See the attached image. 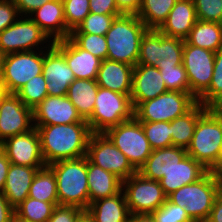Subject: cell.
Listing matches in <instances>:
<instances>
[{
	"mask_svg": "<svg viewBox=\"0 0 222 222\" xmlns=\"http://www.w3.org/2000/svg\"><path fill=\"white\" fill-rule=\"evenodd\" d=\"M47 81L42 74L33 77L15 94L29 108H35L47 96Z\"/></svg>",
	"mask_w": 222,
	"mask_h": 222,
	"instance_id": "e575fe53",
	"label": "cell"
},
{
	"mask_svg": "<svg viewBox=\"0 0 222 222\" xmlns=\"http://www.w3.org/2000/svg\"><path fill=\"white\" fill-rule=\"evenodd\" d=\"M176 2L177 0H142L137 16L147 29L158 30Z\"/></svg>",
	"mask_w": 222,
	"mask_h": 222,
	"instance_id": "4dcf8cb0",
	"label": "cell"
},
{
	"mask_svg": "<svg viewBox=\"0 0 222 222\" xmlns=\"http://www.w3.org/2000/svg\"><path fill=\"white\" fill-rule=\"evenodd\" d=\"M222 96V48L215 53L213 77L209 88L197 99L208 108H211Z\"/></svg>",
	"mask_w": 222,
	"mask_h": 222,
	"instance_id": "74e56055",
	"label": "cell"
},
{
	"mask_svg": "<svg viewBox=\"0 0 222 222\" xmlns=\"http://www.w3.org/2000/svg\"><path fill=\"white\" fill-rule=\"evenodd\" d=\"M20 17L13 0H0V33Z\"/></svg>",
	"mask_w": 222,
	"mask_h": 222,
	"instance_id": "bcb514c9",
	"label": "cell"
},
{
	"mask_svg": "<svg viewBox=\"0 0 222 222\" xmlns=\"http://www.w3.org/2000/svg\"><path fill=\"white\" fill-rule=\"evenodd\" d=\"M37 129L46 166L61 160L87 154L92 131L87 122L56 125H34Z\"/></svg>",
	"mask_w": 222,
	"mask_h": 222,
	"instance_id": "6da1fadb",
	"label": "cell"
},
{
	"mask_svg": "<svg viewBox=\"0 0 222 222\" xmlns=\"http://www.w3.org/2000/svg\"><path fill=\"white\" fill-rule=\"evenodd\" d=\"M86 211L94 222H128L131 215L123 191L92 202Z\"/></svg>",
	"mask_w": 222,
	"mask_h": 222,
	"instance_id": "4316f807",
	"label": "cell"
},
{
	"mask_svg": "<svg viewBox=\"0 0 222 222\" xmlns=\"http://www.w3.org/2000/svg\"><path fill=\"white\" fill-rule=\"evenodd\" d=\"M222 118V112H216Z\"/></svg>",
	"mask_w": 222,
	"mask_h": 222,
	"instance_id": "94428289",
	"label": "cell"
},
{
	"mask_svg": "<svg viewBox=\"0 0 222 222\" xmlns=\"http://www.w3.org/2000/svg\"><path fill=\"white\" fill-rule=\"evenodd\" d=\"M69 38L81 49L87 50L101 60L107 59V43L105 35L89 33H70Z\"/></svg>",
	"mask_w": 222,
	"mask_h": 222,
	"instance_id": "ab89813d",
	"label": "cell"
},
{
	"mask_svg": "<svg viewBox=\"0 0 222 222\" xmlns=\"http://www.w3.org/2000/svg\"><path fill=\"white\" fill-rule=\"evenodd\" d=\"M152 215L156 222H194L186 213L185 208L175 205L168 199Z\"/></svg>",
	"mask_w": 222,
	"mask_h": 222,
	"instance_id": "7bdbcfd3",
	"label": "cell"
},
{
	"mask_svg": "<svg viewBox=\"0 0 222 222\" xmlns=\"http://www.w3.org/2000/svg\"><path fill=\"white\" fill-rule=\"evenodd\" d=\"M76 222H94L93 218L88 214L87 211H84Z\"/></svg>",
	"mask_w": 222,
	"mask_h": 222,
	"instance_id": "11a10c76",
	"label": "cell"
},
{
	"mask_svg": "<svg viewBox=\"0 0 222 222\" xmlns=\"http://www.w3.org/2000/svg\"><path fill=\"white\" fill-rule=\"evenodd\" d=\"M183 39L167 37L160 32V61L157 66H177L182 64Z\"/></svg>",
	"mask_w": 222,
	"mask_h": 222,
	"instance_id": "8d00e7d4",
	"label": "cell"
},
{
	"mask_svg": "<svg viewBox=\"0 0 222 222\" xmlns=\"http://www.w3.org/2000/svg\"><path fill=\"white\" fill-rule=\"evenodd\" d=\"M207 106L197 103L183 116L171 121L172 145L187 149L194 134L198 119L208 110Z\"/></svg>",
	"mask_w": 222,
	"mask_h": 222,
	"instance_id": "f1b7e54d",
	"label": "cell"
},
{
	"mask_svg": "<svg viewBox=\"0 0 222 222\" xmlns=\"http://www.w3.org/2000/svg\"><path fill=\"white\" fill-rule=\"evenodd\" d=\"M197 21L193 0H177L158 30L167 37L185 40Z\"/></svg>",
	"mask_w": 222,
	"mask_h": 222,
	"instance_id": "44dd1931",
	"label": "cell"
},
{
	"mask_svg": "<svg viewBox=\"0 0 222 222\" xmlns=\"http://www.w3.org/2000/svg\"><path fill=\"white\" fill-rule=\"evenodd\" d=\"M44 167H31L10 164L3 189V195L9 204L15 208L23 202L29 193L32 181L39 169Z\"/></svg>",
	"mask_w": 222,
	"mask_h": 222,
	"instance_id": "d4e9b609",
	"label": "cell"
},
{
	"mask_svg": "<svg viewBox=\"0 0 222 222\" xmlns=\"http://www.w3.org/2000/svg\"><path fill=\"white\" fill-rule=\"evenodd\" d=\"M152 150L172 146L171 122H141Z\"/></svg>",
	"mask_w": 222,
	"mask_h": 222,
	"instance_id": "d590c367",
	"label": "cell"
},
{
	"mask_svg": "<svg viewBox=\"0 0 222 222\" xmlns=\"http://www.w3.org/2000/svg\"><path fill=\"white\" fill-rule=\"evenodd\" d=\"M84 210L68 205H56L47 222H76Z\"/></svg>",
	"mask_w": 222,
	"mask_h": 222,
	"instance_id": "f6af8a7d",
	"label": "cell"
},
{
	"mask_svg": "<svg viewBox=\"0 0 222 222\" xmlns=\"http://www.w3.org/2000/svg\"><path fill=\"white\" fill-rule=\"evenodd\" d=\"M168 91L190 92L187 73L183 64L177 66H156Z\"/></svg>",
	"mask_w": 222,
	"mask_h": 222,
	"instance_id": "60d3db41",
	"label": "cell"
},
{
	"mask_svg": "<svg viewBox=\"0 0 222 222\" xmlns=\"http://www.w3.org/2000/svg\"><path fill=\"white\" fill-rule=\"evenodd\" d=\"M116 6L122 14L137 15L142 0H115Z\"/></svg>",
	"mask_w": 222,
	"mask_h": 222,
	"instance_id": "f907efd6",
	"label": "cell"
},
{
	"mask_svg": "<svg viewBox=\"0 0 222 222\" xmlns=\"http://www.w3.org/2000/svg\"><path fill=\"white\" fill-rule=\"evenodd\" d=\"M133 117L134 108L129 95L99 87L94 111L87 123L92 133H104Z\"/></svg>",
	"mask_w": 222,
	"mask_h": 222,
	"instance_id": "8992f818",
	"label": "cell"
},
{
	"mask_svg": "<svg viewBox=\"0 0 222 222\" xmlns=\"http://www.w3.org/2000/svg\"><path fill=\"white\" fill-rule=\"evenodd\" d=\"M0 146L12 164L31 167L46 166L40 137L35 127L28 132L5 139Z\"/></svg>",
	"mask_w": 222,
	"mask_h": 222,
	"instance_id": "5bb4252c",
	"label": "cell"
},
{
	"mask_svg": "<svg viewBox=\"0 0 222 222\" xmlns=\"http://www.w3.org/2000/svg\"><path fill=\"white\" fill-rule=\"evenodd\" d=\"M98 88L96 79H75L68 88L66 96L85 121L91 117L94 111Z\"/></svg>",
	"mask_w": 222,
	"mask_h": 222,
	"instance_id": "83f0119b",
	"label": "cell"
},
{
	"mask_svg": "<svg viewBox=\"0 0 222 222\" xmlns=\"http://www.w3.org/2000/svg\"><path fill=\"white\" fill-rule=\"evenodd\" d=\"M214 112H222V96L221 98L211 107Z\"/></svg>",
	"mask_w": 222,
	"mask_h": 222,
	"instance_id": "9f6ffc18",
	"label": "cell"
},
{
	"mask_svg": "<svg viewBox=\"0 0 222 222\" xmlns=\"http://www.w3.org/2000/svg\"><path fill=\"white\" fill-rule=\"evenodd\" d=\"M48 167L56 178L59 205L86 211L89 206L87 157L57 161Z\"/></svg>",
	"mask_w": 222,
	"mask_h": 222,
	"instance_id": "7a4b0ae2",
	"label": "cell"
},
{
	"mask_svg": "<svg viewBox=\"0 0 222 222\" xmlns=\"http://www.w3.org/2000/svg\"><path fill=\"white\" fill-rule=\"evenodd\" d=\"M33 125H56L87 122L81 118L67 96H47L32 109Z\"/></svg>",
	"mask_w": 222,
	"mask_h": 222,
	"instance_id": "2e32d148",
	"label": "cell"
},
{
	"mask_svg": "<svg viewBox=\"0 0 222 222\" xmlns=\"http://www.w3.org/2000/svg\"><path fill=\"white\" fill-rule=\"evenodd\" d=\"M122 191L130 214H152L167 199L159 181L147 179L138 172L123 181Z\"/></svg>",
	"mask_w": 222,
	"mask_h": 222,
	"instance_id": "8fae6325",
	"label": "cell"
},
{
	"mask_svg": "<svg viewBox=\"0 0 222 222\" xmlns=\"http://www.w3.org/2000/svg\"><path fill=\"white\" fill-rule=\"evenodd\" d=\"M86 157L92 164L111 172L122 181L137 172L127 157L104 133H92Z\"/></svg>",
	"mask_w": 222,
	"mask_h": 222,
	"instance_id": "7c38bea8",
	"label": "cell"
},
{
	"mask_svg": "<svg viewBox=\"0 0 222 222\" xmlns=\"http://www.w3.org/2000/svg\"><path fill=\"white\" fill-rule=\"evenodd\" d=\"M215 173L217 175L219 183L222 186V162H221L220 166L215 170Z\"/></svg>",
	"mask_w": 222,
	"mask_h": 222,
	"instance_id": "6f0895ef",
	"label": "cell"
},
{
	"mask_svg": "<svg viewBox=\"0 0 222 222\" xmlns=\"http://www.w3.org/2000/svg\"><path fill=\"white\" fill-rule=\"evenodd\" d=\"M44 43H47L45 47ZM52 44V40L29 16L19 17L0 33V49L5 55L23 51L44 50Z\"/></svg>",
	"mask_w": 222,
	"mask_h": 222,
	"instance_id": "30bf717a",
	"label": "cell"
},
{
	"mask_svg": "<svg viewBox=\"0 0 222 222\" xmlns=\"http://www.w3.org/2000/svg\"><path fill=\"white\" fill-rule=\"evenodd\" d=\"M10 164L4 149L0 146V193H3Z\"/></svg>",
	"mask_w": 222,
	"mask_h": 222,
	"instance_id": "816d5d0a",
	"label": "cell"
},
{
	"mask_svg": "<svg viewBox=\"0 0 222 222\" xmlns=\"http://www.w3.org/2000/svg\"><path fill=\"white\" fill-rule=\"evenodd\" d=\"M121 14H96L89 13L85 19L70 33H89L106 35L115 17Z\"/></svg>",
	"mask_w": 222,
	"mask_h": 222,
	"instance_id": "f35d334b",
	"label": "cell"
},
{
	"mask_svg": "<svg viewBox=\"0 0 222 222\" xmlns=\"http://www.w3.org/2000/svg\"><path fill=\"white\" fill-rule=\"evenodd\" d=\"M128 222H156L152 214H131Z\"/></svg>",
	"mask_w": 222,
	"mask_h": 222,
	"instance_id": "db71d44e",
	"label": "cell"
},
{
	"mask_svg": "<svg viewBox=\"0 0 222 222\" xmlns=\"http://www.w3.org/2000/svg\"><path fill=\"white\" fill-rule=\"evenodd\" d=\"M188 155L186 149L169 146L152 150L145 163L137 171L143 177L159 181L164 174Z\"/></svg>",
	"mask_w": 222,
	"mask_h": 222,
	"instance_id": "603a6c76",
	"label": "cell"
},
{
	"mask_svg": "<svg viewBox=\"0 0 222 222\" xmlns=\"http://www.w3.org/2000/svg\"><path fill=\"white\" fill-rule=\"evenodd\" d=\"M42 75L47 81L48 96H66L70 84L76 79L64 56L53 44L44 50Z\"/></svg>",
	"mask_w": 222,
	"mask_h": 222,
	"instance_id": "e0dca14e",
	"label": "cell"
},
{
	"mask_svg": "<svg viewBox=\"0 0 222 222\" xmlns=\"http://www.w3.org/2000/svg\"><path fill=\"white\" fill-rule=\"evenodd\" d=\"M222 191L215 171H208L198 181L187 184L172 192L167 199L185 208L194 222H205L213 207L215 198Z\"/></svg>",
	"mask_w": 222,
	"mask_h": 222,
	"instance_id": "5b68a950",
	"label": "cell"
},
{
	"mask_svg": "<svg viewBox=\"0 0 222 222\" xmlns=\"http://www.w3.org/2000/svg\"><path fill=\"white\" fill-rule=\"evenodd\" d=\"M34 127L32 109L14 93H8L0 107V143Z\"/></svg>",
	"mask_w": 222,
	"mask_h": 222,
	"instance_id": "9a60e30c",
	"label": "cell"
},
{
	"mask_svg": "<svg viewBox=\"0 0 222 222\" xmlns=\"http://www.w3.org/2000/svg\"><path fill=\"white\" fill-rule=\"evenodd\" d=\"M146 31V26L137 15L121 14L115 17L105 35L107 59L135 66L140 40Z\"/></svg>",
	"mask_w": 222,
	"mask_h": 222,
	"instance_id": "3957f363",
	"label": "cell"
},
{
	"mask_svg": "<svg viewBox=\"0 0 222 222\" xmlns=\"http://www.w3.org/2000/svg\"><path fill=\"white\" fill-rule=\"evenodd\" d=\"M44 50L9 53L4 56L0 86L16 93L33 77L42 74Z\"/></svg>",
	"mask_w": 222,
	"mask_h": 222,
	"instance_id": "9c48e42d",
	"label": "cell"
},
{
	"mask_svg": "<svg viewBox=\"0 0 222 222\" xmlns=\"http://www.w3.org/2000/svg\"><path fill=\"white\" fill-rule=\"evenodd\" d=\"M134 66L105 59L101 61L96 82L99 87L131 95Z\"/></svg>",
	"mask_w": 222,
	"mask_h": 222,
	"instance_id": "7402d4cb",
	"label": "cell"
},
{
	"mask_svg": "<svg viewBox=\"0 0 222 222\" xmlns=\"http://www.w3.org/2000/svg\"><path fill=\"white\" fill-rule=\"evenodd\" d=\"M90 12L96 14H122L115 0H89Z\"/></svg>",
	"mask_w": 222,
	"mask_h": 222,
	"instance_id": "7dc6e473",
	"label": "cell"
},
{
	"mask_svg": "<svg viewBox=\"0 0 222 222\" xmlns=\"http://www.w3.org/2000/svg\"><path fill=\"white\" fill-rule=\"evenodd\" d=\"M104 134L138 171L152 152L140 121L135 117L107 129Z\"/></svg>",
	"mask_w": 222,
	"mask_h": 222,
	"instance_id": "ba28073f",
	"label": "cell"
},
{
	"mask_svg": "<svg viewBox=\"0 0 222 222\" xmlns=\"http://www.w3.org/2000/svg\"><path fill=\"white\" fill-rule=\"evenodd\" d=\"M4 56L5 54L2 52V50L0 49V79L2 76V72H3V60H4Z\"/></svg>",
	"mask_w": 222,
	"mask_h": 222,
	"instance_id": "680465c9",
	"label": "cell"
},
{
	"mask_svg": "<svg viewBox=\"0 0 222 222\" xmlns=\"http://www.w3.org/2000/svg\"><path fill=\"white\" fill-rule=\"evenodd\" d=\"M198 103L190 92L167 91L140 103L134 117L140 122H171L183 116Z\"/></svg>",
	"mask_w": 222,
	"mask_h": 222,
	"instance_id": "52a82bcc",
	"label": "cell"
},
{
	"mask_svg": "<svg viewBox=\"0 0 222 222\" xmlns=\"http://www.w3.org/2000/svg\"><path fill=\"white\" fill-rule=\"evenodd\" d=\"M165 82L156 66L136 64L132 73L131 102L135 109L140 103L167 92Z\"/></svg>",
	"mask_w": 222,
	"mask_h": 222,
	"instance_id": "ac0fdd59",
	"label": "cell"
},
{
	"mask_svg": "<svg viewBox=\"0 0 222 222\" xmlns=\"http://www.w3.org/2000/svg\"><path fill=\"white\" fill-rule=\"evenodd\" d=\"M89 204L112 197L122 191L123 181L109 171L92 164L87 158Z\"/></svg>",
	"mask_w": 222,
	"mask_h": 222,
	"instance_id": "484cf974",
	"label": "cell"
},
{
	"mask_svg": "<svg viewBox=\"0 0 222 222\" xmlns=\"http://www.w3.org/2000/svg\"><path fill=\"white\" fill-rule=\"evenodd\" d=\"M8 93L0 86V107L2 104L3 98L7 95Z\"/></svg>",
	"mask_w": 222,
	"mask_h": 222,
	"instance_id": "91938a15",
	"label": "cell"
},
{
	"mask_svg": "<svg viewBox=\"0 0 222 222\" xmlns=\"http://www.w3.org/2000/svg\"><path fill=\"white\" fill-rule=\"evenodd\" d=\"M208 170L191 156L187 155L159 180L166 196L184 185L194 183L202 178Z\"/></svg>",
	"mask_w": 222,
	"mask_h": 222,
	"instance_id": "cb8c5ba5",
	"label": "cell"
},
{
	"mask_svg": "<svg viewBox=\"0 0 222 222\" xmlns=\"http://www.w3.org/2000/svg\"><path fill=\"white\" fill-rule=\"evenodd\" d=\"M186 151L208 171H215L220 166L222 162V118L211 108L198 119Z\"/></svg>",
	"mask_w": 222,
	"mask_h": 222,
	"instance_id": "277c9868",
	"label": "cell"
},
{
	"mask_svg": "<svg viewBox=\"0 0 222 222\" xmlns=\"http://www.w3.org/2000/svg\"><path fill=\"white\" fill-rule=\"evenodd\" d=\"M185 41L216 53L222 48V23L198 20Z\"/></svg>",
	"mask_w": 222,
	"mask_h": 222,
	"instance_id": "f546056e",
	"label": "cell"
},
{
	"mask_svg": "<svg viewBox=\"0 0 222 222\" xmlns=\"http://www.w3.org/2000/svg\"><path fill=\"white\" fill-rule=\"evenodd\" d=\"M29 17L52 39V42L66 39L70 30L66 27L62 0H51L32 12Z\"/></svg>",
	"mask_w": 222,
	"mask_h": 222,
	"instance_id": "ffe728a7",
	"label": "cell"
},
{
	"mask_svg": "<svg viewBox=\"0 0 222 222\" xmlns=\"http://www.w3.org/2000/svg\"><path fill=\"white\" fill-rule=\"evenodd\" d=\"M198 20L222 23V0H193Z\"/></svg>",
	"mask_w": 222,
	"mask_h": 222,
	"instance_id": "ee69618b",
	"label": "cell"
},
{
	"mask_svg": "<svg viewBox=\"0 0 222 222\" xmlns=\"http://www.w3.org/2000/svg\"><path fill=\"white\" fill-rule=\"evenodd\" d=\"M53 46L64 56L76 79H96L101 59L79 48L69 37L53 42Z\"/></svg>",
	"mask_w": 222,
	"mask_h": 222,
	"instance_id": "d6986e66",
	"label": "cell"
},
{
	"mask_svg": "<svg viewBox=\"0 0 222 222\" xmlns=\"http://www.w3.org/2000/svg\"><path fill=\"white\" fill-rule=\"evenodd\" d=\"M205 222H222V191L215 198L209 217Z\"/></svg>",
	"mask_w": 222,
	"mask_h": 222,
	"instance_id": "f5cc1de1",
	"label": "cell"
},
{
	"mask_svg": "<svg viewBox=\"0 0 222 222\" xmlns=\"http://www.w3.org/2000/svg\"><path fill=\"white\" fill-rule=\"evenodd\" d=\"M15 210L9 204L7 198L0 193V222H14Z\"/></svg>",
	"mask_w": 222,
	"mask_h": 222,
	"instance_id": "681fc988",
	"label": "cell"
},
{
	"mask_svg": "<svg viewBox=\"0 0 222 222\" xmlns=\"http://www.w3.org/2000/svg\"><path fill=\"white\" fill-rule=\"evenodd\" d=\"M160 61V31L147 29L140 40L137 64L157 66Z\"/></svg>",
	"mask_w": 222,
	"mask_h": 222,
	"instance_id": "836d02e7",
	"label": "cell"
},
{
	"mask_svg": "<svg viewBox=\"0 0 222 222\" xmlns=\"http://www.w3.org/2000/svg\"><path fill=\"white\" fill-rule=\"evenodd\" d=\"M49 1L51 0H13L20 16H29Z\"/></svg>",
	"mask_w": 222,
	"mask_h": 222,
	"instance_id": "c3c4849f",
	"label": "cell"
},
{
	"mask_svg": "<svg viewBox=\"0 0 222 222\" xmlns=\"http://www.w3.org/2000/svg\"><path fill=\"white\" fill-rule=\"evenodd\" d=\"M28 197L59 205L57 183L53 171L45 166L39 169L32 181Z\"/></svg>",
	"mask_w": 222,
	"mask_h": 222,
	"instance_id": "1f68e13d",
	"label": "cell"
},
{
	"mask_svg": "<svg viewBox=\"0 0 222 222\" xmlns=\"http://www.w3.org/2000/svg\"><path fill=\"white\" fill-rule=\"evenodd\" d=\"M66 27L72 31L90 13L89 0H62Z\"/></svg>",
	"mask_w": 222,
	"mask_h": 222,
	"instance_id": "b9f144b4",
	"label": "cell"
},
{
	"mask_svg": "<svg viewBox=\"0 0 222 222\" xmlns=\"http://www.w3.org/2000/svg\"><path fill=\"white\" fill-rule=\"evenodd\" d=\"M55 205L50 202L27 197L15 210V221L47 222L52 216Z\"/></svg>",
	"mask_w": 222,
	"mask_h": 222,
	"instance_id": "d6a6232c",
	"label": "cell"
},
{
	"mask_svg": "<svg viewBox=\"0 0 222 222\" xmlns=\"http://www.w3.org/2000/svg\"><path fill=\"white\" fill-rule=\"evenodd\" d=\"M215 52L184 41L182 64L188 76L190 93L198 99L210 86Z\"/></svg>",
	"mask_w": 222,
	"mask_h": 222,
	"instance_id": "4fadbf2b",
	"label": "cell"
}]
</instances>
